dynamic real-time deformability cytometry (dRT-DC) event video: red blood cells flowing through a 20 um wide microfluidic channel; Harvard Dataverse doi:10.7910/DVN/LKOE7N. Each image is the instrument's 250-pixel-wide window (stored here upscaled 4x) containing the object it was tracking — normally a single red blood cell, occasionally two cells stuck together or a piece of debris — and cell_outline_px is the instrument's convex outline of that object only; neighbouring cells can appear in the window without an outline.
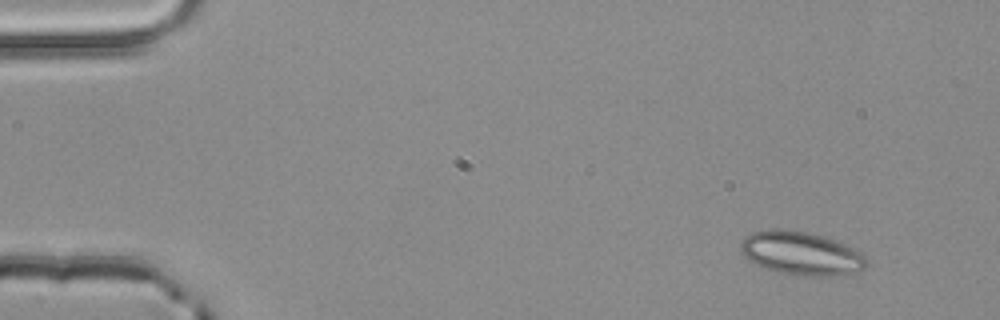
{"species": "common noctule bat (a hibernating species)", "species_latin": "Nyctalus noctula", "temperature_condition": "room temperature", "stored_images_in_passage": 4, "camera_frame_rate_fps": 3000, "um_per_image_px": 0.085, "animal": {"sex": "male", "body_mass_g": 20.4}, "frame": {"image": 1, "passage_image": 1, "time_ms": 0.0, "image_size_px": [1000, 320], "cell_outline_px": [[868, 264], [860, 272], [832, 276], [808, 276], [780, 272], [764, 268], [748, 260], [740, 252], [740, 244], [744, 236], [752, 232], [772, 228], [784, 228], [808, 232], [824, 236], [852, 248], [860, 252], [864, 256]], "centroid_in_image_um": [68.07, 21.52], "position_along_channel_um": 16.9, "area_um2": 32.08}}